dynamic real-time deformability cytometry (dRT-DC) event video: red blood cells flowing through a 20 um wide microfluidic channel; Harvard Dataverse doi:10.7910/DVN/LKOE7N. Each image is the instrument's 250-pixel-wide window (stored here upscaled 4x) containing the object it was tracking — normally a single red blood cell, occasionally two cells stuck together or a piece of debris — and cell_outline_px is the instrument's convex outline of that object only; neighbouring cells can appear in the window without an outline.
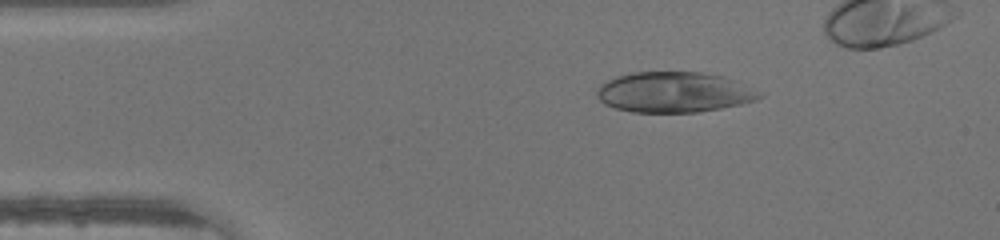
{"species": "human", "species_latin": "Homo sapiens", "temperature_condition": "warm", "stored_images_in_passage": 36, "camera_frame_rate_fps": 3000, "um_per_image_px": 0.085, "donor": {"sex": "male"}, "frame": {"image": 1, "passage_image": 2, "time_ms": 0.333, "image_size_px": [1000, 240], "cell_outline_px": [[764, 96], [756, 100], [740, 104], [720, 108], [696, 112], [632, 112], [616, 108], [604, 104], [596, 96], [596, 88], [604, 80], [616, 76], [632, 72], [704, 72], [724, 76], [736, 80], [764, 92]], "centroid_in_image_um": [57.3, 7.82], "position_along_channel_um": 27.7, "area_um2": 38.84}}
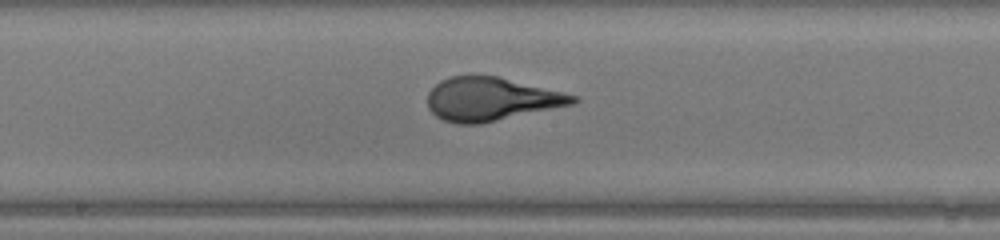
{"frame": {"image": 2, "passage_image": 18, "time_ms": 5.667, "image_size_px": [1000, 240], "cell_outline_px": [[580, 100], [572, 104], [480, 124], [456, 124], [444, 120], [436, 116], [428, 108], [428, 92], [440, 80], [452, 76], [496, 76], [576, 96]], "centroid_in_image_um": [41.68, 8.44], "position_along_channel_um": 206.5, "area_um2": 36.13}}
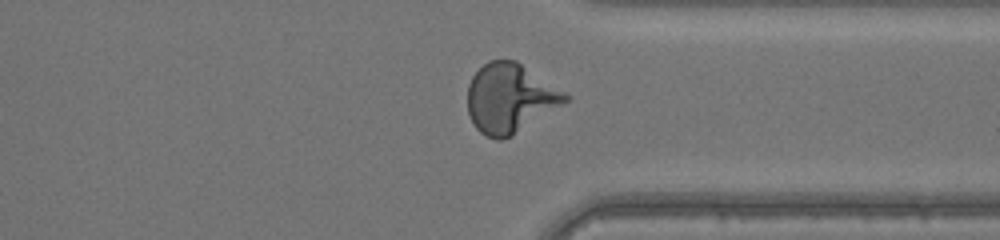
{"frame": {"image": 3, "passage_image": 29, "time_ms": 9.333, "image_size_px": [1000, 240], "cell_outline_px": [[572, 96], [568, 100], [512, 136], [504, 140], [496, 140], [484, 136], [476, 128], [468, 112], [468, 84], [472, 76], [488, 60], [516, 60]], "centroid_in_image_um": [43.34, 8.35], "position_along_channel_um": 368.1, "area_um2": 39.3}}